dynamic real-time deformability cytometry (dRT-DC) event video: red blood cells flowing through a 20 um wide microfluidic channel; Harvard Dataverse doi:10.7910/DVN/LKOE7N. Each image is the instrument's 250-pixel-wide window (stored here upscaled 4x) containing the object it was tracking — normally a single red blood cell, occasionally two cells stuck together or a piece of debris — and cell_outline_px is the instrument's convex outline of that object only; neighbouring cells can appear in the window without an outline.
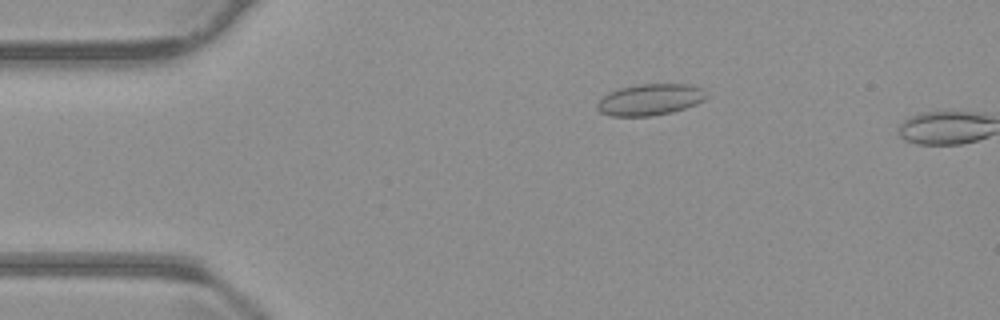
{"species": "common noctule bat (a hibernating species)", "species_latin": "Nyctalus noctula", "temperature_condition": "warm", "stored_images_in_passage": 8, "camera_frame_rate_fps": 3000, "um_per_image_px": 0.085, "animal": {"sex": "male", "body_mass_g": 23.1, "forearm_length_mm": 52.7}, "frame": {"image": 1, "passage_image": 7, "time_ms": 2.0, "image_size_px": [1000, 320], "cell_outline_px": [[708, 96], [704, 100], [696, 104], [672, 112], [652, 116], [612, 116], [600, 112], [596, 108], [596, 104], [608, 92], [620, 88], [636, 84], [688, 84], [700, 88]], "centroid_in_image_um": [55.23, 8.47], "position_along_channel_um": 29.8, "area_um2": 19.94}}